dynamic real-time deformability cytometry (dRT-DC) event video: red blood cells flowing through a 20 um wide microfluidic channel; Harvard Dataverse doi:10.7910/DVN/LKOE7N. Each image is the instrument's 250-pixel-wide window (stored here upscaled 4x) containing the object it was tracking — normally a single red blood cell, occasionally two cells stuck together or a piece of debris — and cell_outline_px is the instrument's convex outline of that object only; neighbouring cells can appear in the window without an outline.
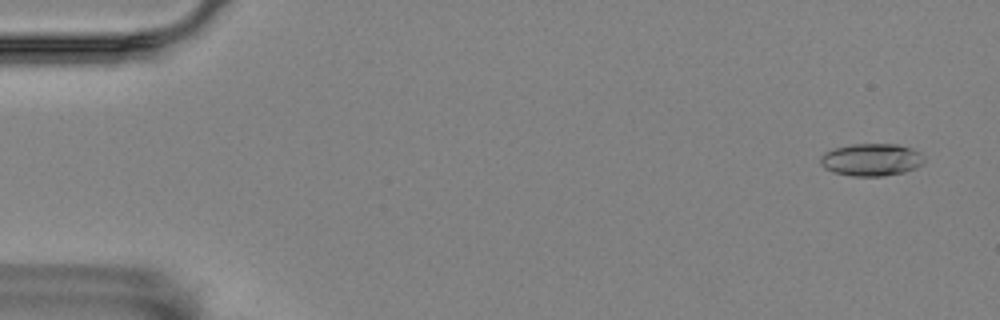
{"species": "Egyptian fruit bat (a non-hibernating species)", "species_latin": "Rousettus aegyptiacus", "temperature_condition": "room temperature", "stored_images_in_passage": 57, "camera_frame_rate_fps": 3000, "um_per_image_px": 0.085, "animal": {"sex": "female"}, "frame": {"image": 1, "passage_image": 3, "time_ms": 0.667, "image_size_px": [1000, 320], "cell_outline_px": [[924, 160], [916, 168], [904, 172], [884, 176], [852, 176], [832, 172], [824, 168], [820, 164], [820, 156], [824, 152], [836, 148], [852, 144], [896, 144], [912, 148], [920, 152]], "centroid_in_image_um": [74.04, 13.58], "position_along_channel_um": 11.0, "area_um2": 19.65}}
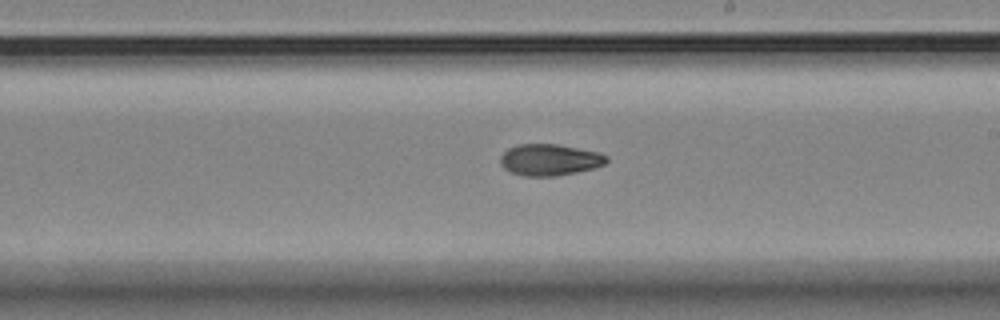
{"frame": {"image": 2, "passage_image": 33, "time_ms": 10.667, "image_size_px": [1000, 320], "cell_outline_px": [[608, 160], [604, 164], [592, 168], [576, 172], [556, 176], [524, 176], [512, 172], [504, 168], [500, 164], [500, 156], [508, 148], [520, 144], [556, 144], [600, 152], [608, 156]], "centroid_in_image_um": [46.71, 13.58], "position_along_channel_um": 242.3, "area_um2": 19.42}}
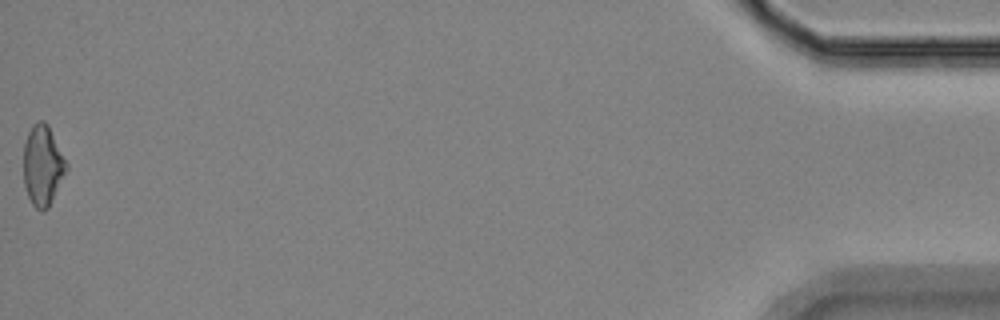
{"frame": {"image": 3, "passage_image": 57, "time_ms": 18.667, "image_size_px": [1000, 320], "cell_outline_px": [[68, 168], [48, 208], [36, 208], [32, 204], [28, 196], [24, 184], [24, 144], [28, 132], [32, 124], [36, 120], [44, 120], [48, 124], [68, 164]], "centroid_in_image_um": [3.63, 14.0], "position_along_channel_um": 431.6, "area_um2": 19.94}, "authors_computed_cell_mechanics": {"area_um2": 19.3052, "velocity_mm_per_s": 3.5413, "shape_relaxation_time_tau1_ms": 6.8686, "shape_relaxation_time_tau2_ms": 5.0794, "deformation_change_tau1": 0.2035, "deformation_change_tau2": 0.1055}}